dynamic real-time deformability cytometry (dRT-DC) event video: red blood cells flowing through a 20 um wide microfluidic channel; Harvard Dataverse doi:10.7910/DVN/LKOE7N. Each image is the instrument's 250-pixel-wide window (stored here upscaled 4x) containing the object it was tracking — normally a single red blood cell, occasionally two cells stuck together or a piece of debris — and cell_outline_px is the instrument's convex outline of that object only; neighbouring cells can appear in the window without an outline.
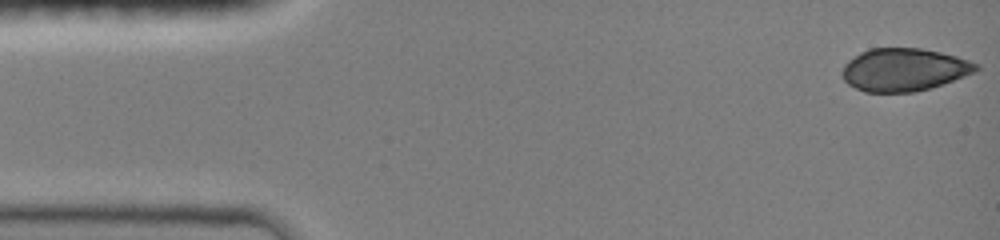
{"species": "common noctule bat (a hibernating species)", "species_latin": "Nyctalus noctula", "temperature_condition": "room temperature", "stored_images_in_passage": 45, "camera_frame_rate_fps": 3000, "um_per_image_px": 0.085, "animal": {"sex": "female", "body_mass_g": 19.0, "forearm_length_mm": 51.5}, "frame": {"image": 1, "passage_image": 1, "time_ms": 0.0, "image_size_px": [1000, 240], "cell_outline_px": [[980, 68], [976, 72], [916, 92], [864, 92], [848, 84], [844, 80], [840, 72], [844, 64], [848, 60], [860, 52], [868, 48], [920, 48], [940, 52], [956, 56], [980, 64]], "centroid_in_image_um": [76.81, 5.91], "position_along_channel_um": 8.2, "area_um2": 33.47}}